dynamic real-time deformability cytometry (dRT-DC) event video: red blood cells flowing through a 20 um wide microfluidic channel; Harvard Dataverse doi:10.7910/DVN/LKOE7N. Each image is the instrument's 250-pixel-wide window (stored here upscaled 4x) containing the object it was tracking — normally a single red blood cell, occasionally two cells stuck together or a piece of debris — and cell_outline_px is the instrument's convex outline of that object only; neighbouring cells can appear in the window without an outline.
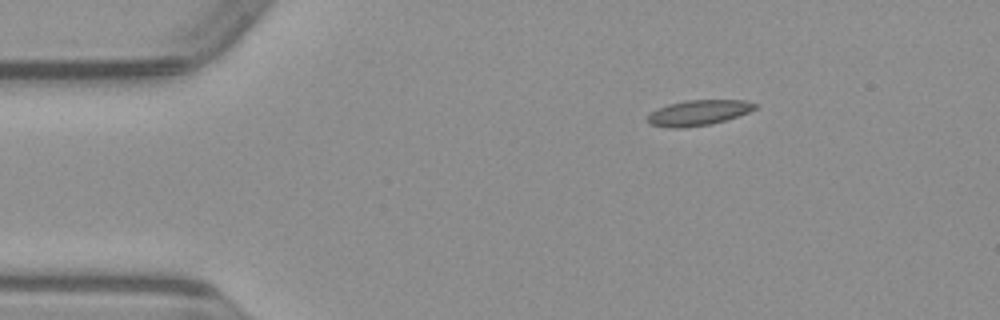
{"species": "common noctule bat (a hibernating species)", "species_latin": "Nyctalus noctula", "temperature_condition": "warm", "stored_images_in_passage": 44, "camera_frame_rate_fps": 3000, "um_per_image_px": 0.085, "animal": {"sex": "male", "body_mass_g": 23.1, "forearm_length_mm": 52.7}, "frame": {"image": 1, "passage_image": 1, "time_ms": 0.0, "image_size_px": [1000, 320], "cell_outline_px": [[760, 104], [756, 108], [748, 112], [712, 124], [684, 128], [672, 128], [652, 124], [648, 120], [648, 116], [652, 112], [668, 104], [688, 100], [744, 100]], "centroid_in_image_um": [59.42, 9.57], "position_along_channel_um": 25.6, "area_um2": 15.66}}
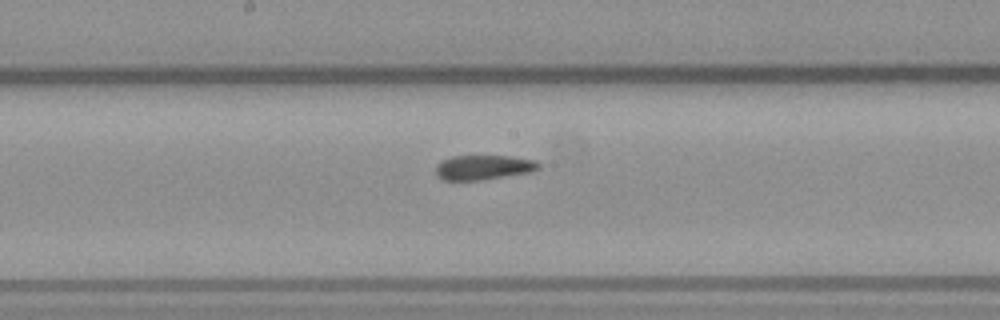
{"frame": {"image": 2, "passage_image": 19, "time_ms": 6.0, "image_size_px": [1000, 320], "cell_outline_px": [[540, 168], [532, 172], [480, 180], [444, 180], [436, 176], [436, 164], [452, 156], [512, 156], [536, 160], [540, 164]], "centroid_in_image_um": [41.12, 14.22], "position_along_channel_um": 207.1, "area_um2": 14.85}}
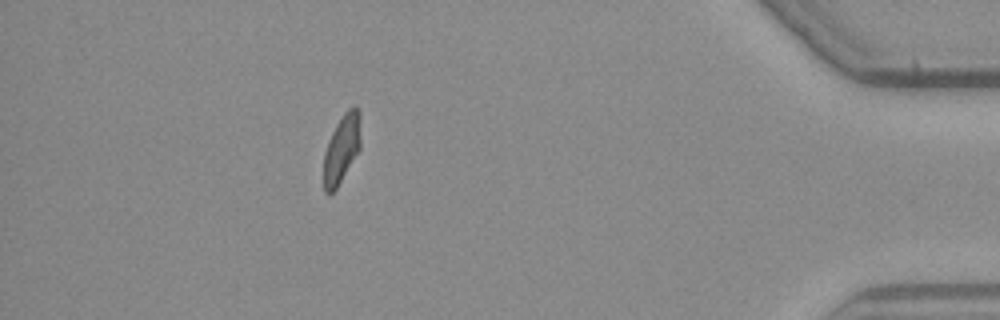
{"frame": {"image": 3, "passage_image": 38, "time_ms": 12.333, "image_size_px": [1000, 320], "cell_outline_px": [[360, 148], [336, 188], [328, 196], [324, 192], [324, 152], [328, 140], [336, 124], [344, 112], [352, 104], [356, 104], [360, 112]], "centroid_in_image_um": [29.04, 12.58], "position_along_channel_um": 406.2, "area_um2": 14.8}}